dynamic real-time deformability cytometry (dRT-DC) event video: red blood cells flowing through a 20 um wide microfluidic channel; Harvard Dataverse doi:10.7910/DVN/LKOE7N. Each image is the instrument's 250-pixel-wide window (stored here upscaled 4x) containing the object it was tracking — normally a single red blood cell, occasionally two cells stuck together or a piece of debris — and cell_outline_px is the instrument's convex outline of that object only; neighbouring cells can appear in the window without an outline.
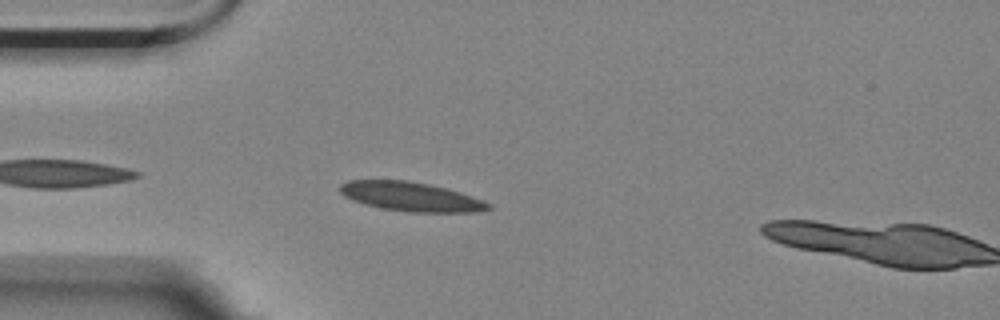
{"species": "Egyptian fruit bat (a non-hibernating species)", "species_latin": "Rousettus aegyptiacus", "temperature_condition": "room temperature", "stored_images_in_passage": 4, "camera_frame_rate_fps": 3000, "um_per_image_px": 0.085, "animal": {"sex": "female"}, "frame": {"image": 1, "passage_image": 3, "time_ms": 0.667, "image_size_px": [1000, 320], "cell_outline_px": [[492, 208], [476, 212], [408, 212], [384, 208], [364, 204], [352, 200], [344, 196], [340, 192], [340, 184], [348, 180], [408, 180], [428, 184], [460, 192], [484, 200], [492, 204]], "centroid_in_image_um": [34.94, 16.71], "position_along_channel_um": 50.1, "area_um2": 25.2}}